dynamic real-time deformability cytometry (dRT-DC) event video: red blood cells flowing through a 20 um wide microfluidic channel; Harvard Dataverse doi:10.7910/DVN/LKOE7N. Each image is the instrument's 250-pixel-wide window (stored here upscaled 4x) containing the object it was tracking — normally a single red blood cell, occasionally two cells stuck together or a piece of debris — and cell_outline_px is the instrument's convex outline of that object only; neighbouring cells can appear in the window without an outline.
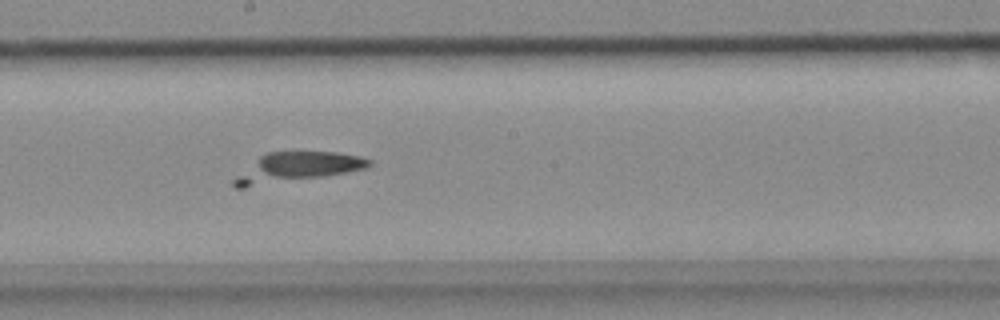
{"species": "common noctule bat (a hibernating species)", "species_latin": "Nyctalus noctula", "temperature_condition": "cold", "stored_images_in_passage": 45, "camera_frame_rate_fps": 3000, "um_per_image_px": 0.085, "animal": {"sex": "female", "body_mass_g": 18.4}, "frame": {"image": 1, "passage_image": 21, "time_ms": 6.667, "image_size_px": [1000, 320], "cell_outline_px": [[372, 164], [364, 168], [344, 172], [320, 176], [244, 188], [236, 188], [232, 184], [232, 180], [260, 156], [268, 152], [336, 152], [360, 156], [372, 160]], "centroid_in_image_um": [25.22, 14.21], "position_along_channel_um": 223.0, "area_um2": 22.54}}
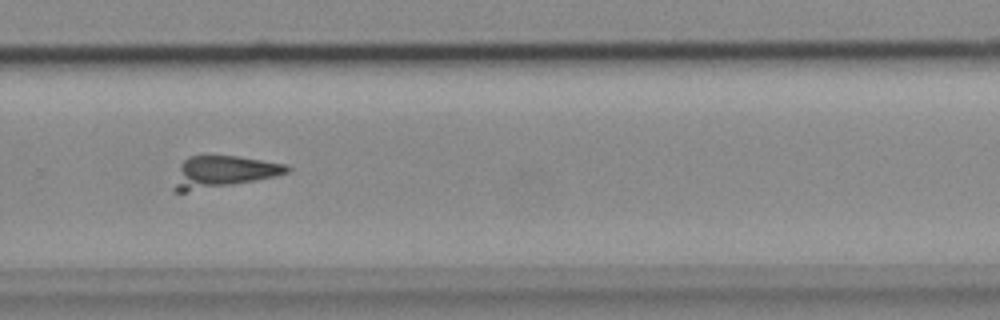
{"frame": {"image": 2, "passage_image": 28, "time_ms": 9.0, "image_size_px": [1000, 320], "cell_outline_px": [[292, 168], [288, 172], [276, 176], [256, 180], [184, 192], [176, 192], [172, 188], [180, 164], [188, 156], [240, 156], [288, 164]], "centroid_in_image_um": [19.0, 14.59], "position_along_channel_um": 310.8, "area_um2": 20.75}}
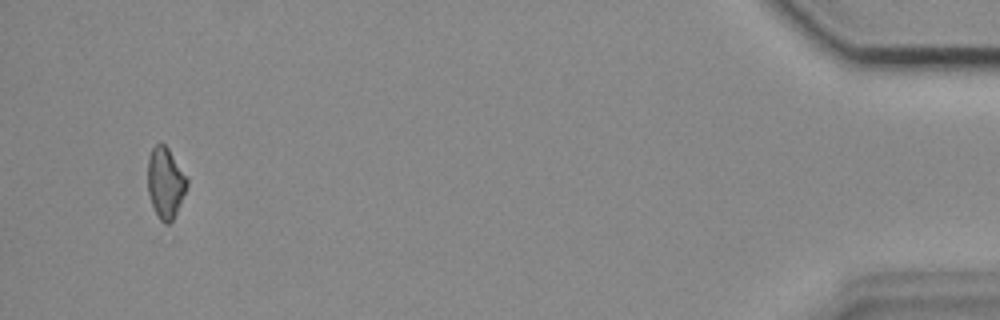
{"frame": {"image": 3, "passage_image": 43, "time_ms": 14.0, "image_size_px": [1000, 320], "cell_outline_px": [[188, 184], [180, 204], [172, 220], [168, 224], [164, 224], [160, 220], [152, 204], [148, 192], [148, 156], [152, 148], [156, 144], [164, 144], [168, 148], [188, 176]], "centroid_in_image_um": [14.07, 15.51], "position_along_channel_um": 421.1, "area_um2": 16.18}}